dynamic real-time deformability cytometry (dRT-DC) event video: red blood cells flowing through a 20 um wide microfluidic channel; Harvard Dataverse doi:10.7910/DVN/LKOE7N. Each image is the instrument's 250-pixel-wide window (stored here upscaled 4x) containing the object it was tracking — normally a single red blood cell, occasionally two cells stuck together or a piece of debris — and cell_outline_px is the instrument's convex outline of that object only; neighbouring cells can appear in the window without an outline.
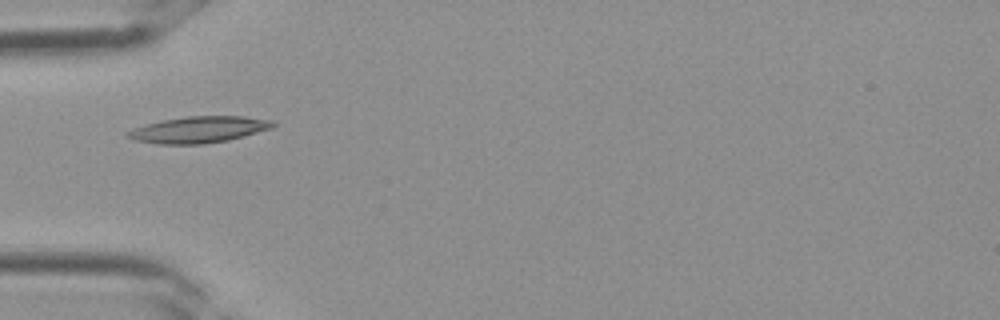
{"species": "Egyptian fruit bat (a non-hibernating species)", "species_latin": "Rousettus aegyptiacus", "temperature_condition": "room temperature", "stored_images_in_passage": 4, "camera_frame_rate_fps": 3000, "um_per_image_px": 0.085, "frame": {"image": 1, "passage_image": 4, "time_ms": 1.0, "image_size_px": [1000, 320], "cell_outline_px": [[276, 124], [272, 128], [244, 136], [228, 140], [204, 144], [156, 144], [136, 140], [124, 136], [124, 132], [132, 128], [164, 120], [184, 116], [244, 116], [272, 120]], "centroid_in_image_um": [16.88, 11.02], "position_along_channel_um": 68.1, "area_um2": 22.43}}